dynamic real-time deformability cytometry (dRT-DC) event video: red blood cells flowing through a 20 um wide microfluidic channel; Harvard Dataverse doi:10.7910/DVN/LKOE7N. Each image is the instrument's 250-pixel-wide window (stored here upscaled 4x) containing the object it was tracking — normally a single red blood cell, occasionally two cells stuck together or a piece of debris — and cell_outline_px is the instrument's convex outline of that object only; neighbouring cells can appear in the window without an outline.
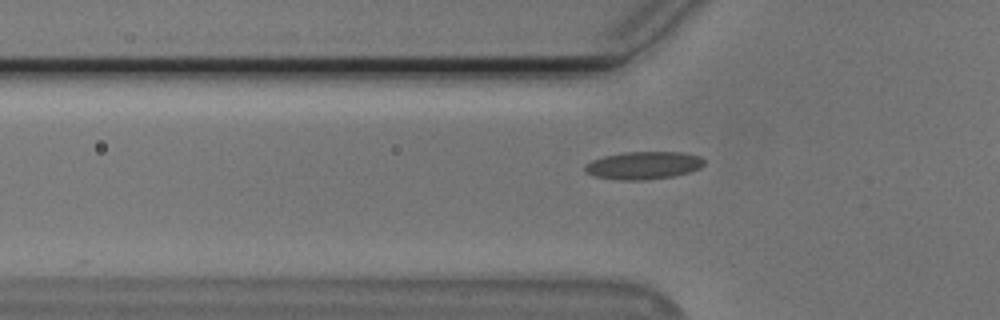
{"species": "Egyptian fruit bat (a non-hibernating species)", "species_latin": "Rousettus aegyptiacus", "temperature_condition": "cold", "stored_images_in_passage": 34, "camera_frame_rate_fps": 3000, "um_per_image_px": 0.085, "animal": {"sex": "male"}, "frame": {"image": 1, "passage_image": 12, "time_ms": 3.667, "image_size_px": [1000, 320], "cell_outline_px": [[704, 164], [700, 168], [688, 172], [672, 176], [644, 180], [620, 180], [596, 176], [584, 172], [584, 164], [592, 160], [604, 156], [624, 152], [684, 152], [700, 156], [704, 160]], "centroid_in_image_um": [54.68, 14.05], "position_along_channel_um": 71.1, "area_um2": 19.25}}
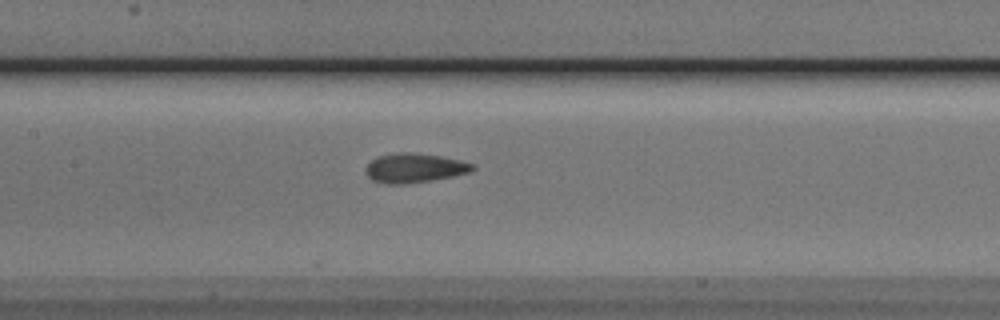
{"frame": {"image": 2, "passage_image": 20, "time_ms": 6.333, "image_size_px": [1000, 320], "cell_outline_px": [[476, 168], [468, 172], [452, 176], [432, 180], [404, 184], [384, 184], [372, 180], [364, 172], [364, 168], [376, 156], [396, 152], [408, 152], [440, 156], [460, 160], [472, 164]], "centroid_in_image_um": [35.16, 14.28], "position_along_channel_um": 172.2, "area_um2": 18.26}}
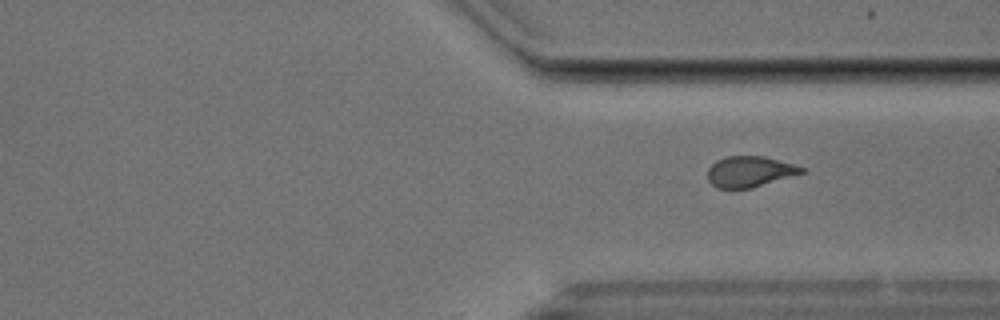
{"frame": {"image": 3, "passage_image": 34, "time_ms": 11.0, "image_size_px": [1000, 320], "cell_outline_px": [[804, 172], [752, 188], [716, 188], [708, 180], [708, 168], [716, 160], [724, 156], [764, 156], [792, 164], [804, 168]], "centroid_in_image_um": [63.67, 14.58], "position_along_channel_um": 347.7, "area_um2": 16.7}}